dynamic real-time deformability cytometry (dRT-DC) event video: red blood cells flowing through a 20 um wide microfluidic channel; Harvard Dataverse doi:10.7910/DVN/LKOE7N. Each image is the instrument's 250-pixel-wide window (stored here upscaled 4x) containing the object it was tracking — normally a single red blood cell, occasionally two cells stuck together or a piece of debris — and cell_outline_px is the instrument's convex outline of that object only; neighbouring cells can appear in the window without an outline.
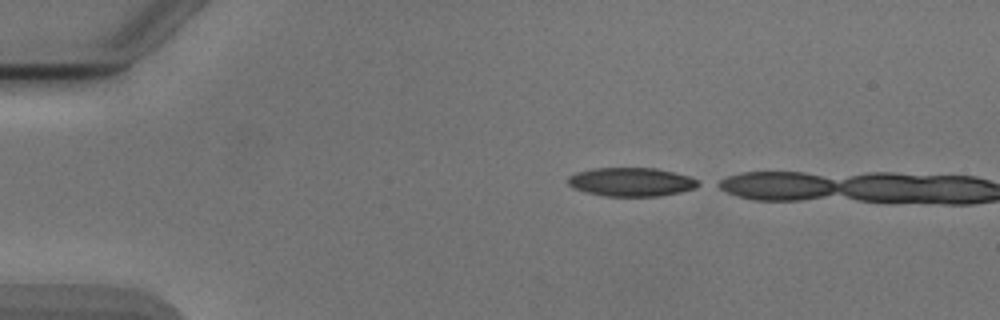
{"species": "Egyptian fruit bat (a non-hibernating species)", "species_latin": "Rousettus aegyptiacus", "temperature_condition": "cold", "stored_images_in_passage": 3, "camera_frame_rate_fps": 3000, "um_per_image_px": 0.085, "animal": {"sex": "male"}, "frame": {"image": 1, "passage_image": 1, "time_ms": 0.0, "image_size_px": [1000, 320], "cell_outline_px": [[704, 184], [696, 188], [680, 192], [660, 196], [604, 196], [584, 192], [572, 188], [568, 184], [568, 176], [576, 172], [596, 168], [656, 168], [688, 176]], "centroid_in_image_um": [53.65, 15.47], "position_along_channel_um": 31.4, "area_um2": 21.91}}